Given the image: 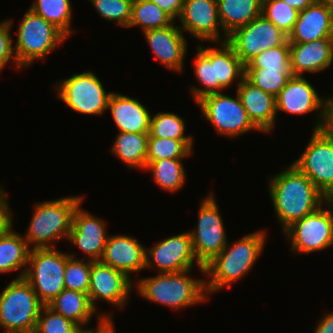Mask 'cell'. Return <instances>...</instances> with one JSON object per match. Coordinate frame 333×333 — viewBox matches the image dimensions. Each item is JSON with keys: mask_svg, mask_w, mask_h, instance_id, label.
<instances>
[{"mask_svg": "<svg viewBox=\"0 0 333 333\" xmlns=\"http://www.w3.org/2000/svg\"><path fill=\"white\" fill-rule=\"evenodd\" d=\"M218 46L206 48L204 44L196 45L197 54L194 59V74L200 86L189 89L196 103L204 96L221 93L236 82V88L245 74V65L235 54L234 49L227 43H216Z\"/></svg>", "mask_w": 333, "mask_h": 333, "instance_id": "cell-3", "label": "cell"}, {"mask_svg": "<svg viewBox=\"0 0 333 333\" xmlns=\"http://www.w3.org/2000/svg\"><path fill=\"white\" fill-rule=\"evenodd\" d=\"M284 234L295 255L333 247V200H327L316 211L293 222Z\"/></svg>", "mask_w": 333, "mask_h": 333, "instance_id": "cell-10", "label": "cell"}, {"mask_svg": "<svg viewBox=\"0 0 333 333\" xmlns=\"http://www.w3.org/2000/svg\"><path fill=\"white\" fill-rule=\"evenodd\" d=\"M149 133L118 132L111 153L130 169L145 170Z\"/></svg>", "mask_w": 333, "mask_h": 333, "instance_id": "cell-29", "label": "cell"}, {"mask_svg": "<svg viewBox=\"0 0 333 333\" xmlns=\"http://www.w3.org/2000/svg\"><path fill=\"white\" fill-rule=\"evenodd\" d=\"M317 121L314 130L326 128L324 96L320 97L315 87L304 76H292L276 96V111L293 115H305L315 111ZM320 111V112H319Z\"/></svg>", "mask_w": 333, "mask_h": 333, "instance_id": "cell-17", "label": "cell"}, {"mask_svg": "<svg viewBox=\"0 0 333 333\" xmlns=\"http://www.w3.org/2000/svg\"><path fill=\"white\" fill-rule=\"evenodd\" d=\"M100 261L132 280L133 272L146 270V246L131 235L109 234Z\"/></svg>", "mask_w": 333, "mask_h": 333, "instance_id": "cell-21", "label": "cell"}, {"mask_svg": "<svg viewBox=\"0 0 333 333\" xmlns=\"http://www.w3.org/2000/svg\"><path fill=\"white\" fill-rule=\"evenodd\" d=\"M64 272L65 289L88 294L92 261L76 258V252L68 253ZM84 261V262H83Z\"/></svg>", "mask_w": 333, "mask_h": 333, "instance_id": "cell-35", "label": "cell"}, {"mask_svg": "<svg viewBox=\"0 0 333 333\" xmlns=\"http://www.w3.org/2000/svg\"><path fill=\"white\" fill-rule=\"evenodd\" d=\"M196 104L201 109V118L212 124L221 136L235 138L247 132L260 131L250 120L237 92L235 97L223 92L210 94Z\"/></svg>", "mask_w": 333, "mask_h": 333, "instance_id": "cell-13", "label": "cell"}, {"mask_svg": "<svg viewBox=\"0 0 333 333\" xmlns=\"http://www.w3.org/2000/svg\"><path fill=\"white\" fill-rule=\"evenodd\" d=\"M29 9L52 23L68 38L75 33L70 27L73 16L71 0H34Z\"/></svg>", "mask_w": 333, "mask_h": 333, "instance_id": "cell-31", "label": "cell"}, {"mask_svg": "<svg viewBox=\"0 0 333 333\" xmlns=\"http://www.w3.org/2000/svg\"><path fill=\"white\" fill-rule=\"evenodd\" d=\"M236 92L250 120L260 132L270 134L274 131L277 119L276 97L253 85L245 77Z\"/></svg>", "mask_w": 333, "mask_h": 333, "instance_id": "cell-23", "label": "cell"}, {"mask_svg": "<svg viewBox=\"0 0 333 333\" xmlns=\"http://www.w3.org/2000/svg\"><path fill=\"white\" fill-rule=\"evenodd\" d=\"M286 2L292 8H295L298 11L304 10L306 7L310 6L315 2V0H281Z\"/></svg>", "mask_w": 333, "mask_h": 333, "instance_id": "cell-47", "label": "cell"}, {"mask_svg": "<svg viewBox=\"0 0 333 333\" xmlns=\"http://www.w3.org/2000/svg\"><path fill=\"white\" fill-rule=\"evenodd\" d=\"M107 333H116L115 325Z\"/></svg>", "mask_w": 333, "mask_h": 333, "instance_id": "cell-49", "label": "cell"}, {"mask_svg": "<svg viewBox=\"0 0 333 333\" xmlns=\"http://www.w3.org/2000/svg\"><path fill=\"white\" fill-rule=\"evenodd\" d=\"M134 281L123 272L101 261H92L88 296L92 307L97 311L96 303L101 300L117 308H122L129 300Z\"/></svg>", "mask_w": 333, "mask_h": 333, "instance_id": "cell-18", "label": "cell"}, {"mask_svg": "<svg viewBox=\"0 0 333 333\" xmlns=\"http://www.w3.org/2000/svg\"><path fill=\"white\" fill-rule=\"evenodd\" d=\"M293 76L325 71L333 65V38L305 43H289Z\"/></svg>", "mask_w": 333, "mask_h": 333, "instance_id": "cell-22", "label": "cell"}, {"mask_svg": "<svg viewBox=\"0 0 333 333\" xmlns=\"http://www.w3.org/2000/svg\"><path fill=\"white\" fill-rule=\"evenodd\" d=\"M184 159H163L160 161H146V171L152 172L155 184L170 193L178 192L186 183Z\"/></svg>", "mask_w": 333, "mask_h": 333, "instance_id": "cell-30", "label": "cell"}, {"mask_svg": "<svg viewBox=\"0 0 333 333\" xmlns=\"http://www.w3.org/2000/svg\"><path fill=\"white\" fill-rule=\"evenodd\" d=\"M191 271L192 269H188L177 273H157L153 277H141L135 282L134 287L137 294L147 301L176 311L182 310L209 301L206 279L192 278Z\"/></svg>", "mask_w": 333, "mask_h": 333, "instance_id": "cell-4", "label": "cell"}, {"mask_svg": "<svg viewBox=\"0 0 333 333\" xmlns=\"http://www.w3.org/2000/svg\"><path fill=\"white\" fill-rule=\"evenodd\" d=\"M83 200L82 195H67L34 204L28 229L24 233L28 246L31 249L56 248L57 241L68 239L74 212Z\"/></svg>", "mask_w": 333, "mask_h": 333, "instance_id": "cell-5", "label": "cell"}, {"mask_svg": "<svg viewBox=\"0 0 333 333\" xmlns=\"http://www.w3.org/2000/svg\"><path fill=\"white\" fill-rule=\"evenodd\" d=\"M293 75L281 70L245 69L244 77L264 92L277 96Z\"/></svg>", "mask_w": 333, "mask_h": 333, "instance_id": "cell-39", "label": "cell"}, {"mask_svg": "<svg viewBox=\"0 0 333 333\" xmlns=\"http://www.w3.org/2000/svg\"><path fill=\"white\" fill-rule=\"evenodd\" d=\"M159 8L166 12L174 21L179 19L184 0H152Z\"/></svg>", "mask_w": 333, "mask_h": 333, "instance_id": "cell-44", "label": "cell"}, {"mask_svg": "<svg viewBox=\"0 0 333 333\" xmlns=\"http://www.w3.org/2000/svg\"><path fill=\"white\" fill-rule=\"evenodd\" d=\"M315 325L313 333H333V311L323 314Z\"/></svg>", "mask_w": 333, "mask_h": 333, "instance_id": "cell-45", "label": "cell"}, {"mask_svg": "<svg viewBox=\"0 0 333 333\" xmlns=\"http://www.w3.org/2000/svg\"><path fill=\"white\" fill-rule=\"evenodd\" d=\"M174 20L152 0H133L132 17L128 28L140 27L143 32L164 28Z\"/></svg>", "mask_w": 333, "mask_h": 333, "instance_id": "cell-33", "label": "cell"}, {"mask_svg": "<svg viewBox=\"0 0 333 333\" xmlns=\"http://www.w3.org/2000/svg\"><path fill=\"white\" fill-rule=\"evenodd\" d=\"M194 139L148 137L147 161L187 159L193 154Z\"/></svg>", "mask_w": 333, "mask_h": 333, "instance_id": "cell-32", "label": "cell"}, {"mask_svg": "<svg viewBox=\"0 0 333 333\" xmlns=\"http://www.w3.org/2000/svg\"><path fill=\"white\" fill-rule=\"evenodd\" d=\"M0 185V235L13 223L14 217L4 187Z\"/></svg>", "mask_w": 333, "mask_h": 333, "instance_id": "cell-42", "label": "cell"}, {"mask_svg": "<svg viewBox=\"0 0 333 333\" xmlns=\"http://www.w3.org/2000/svg\"><path fill=\"white\" fill-rule=\"evenodd\" d=\"M262 14L289 35L296 23L299 11L281 0H262Z\"/></svg>", "mask_w": 333, "mask_h": 333, "instance_id": "cell-37", "label": "cell"}, {"mask_svg": "<svg viewBox=\"0 0 333 333\" xmlns=\"http://www.w3.org/2000/svg\"><path fill=\"white\" fill-rule=\"evenodd\" d=\"M13 223L0 235V274L19 271L14 279L23 278L31 248ZM24 267V268H23Z\"/></svg>", "mask_w": 333, "mask_h": 333, "instance_id": "cell-26", "label": "cell"}, {"mask_svg": "<svg viewBox=\"0 0 333 333\" xmlns=\"http://www.w3.org/2000/svg\"><path fill=\"white\" fill-rule=\"evenodd\" d=\"M178 20L180 29L199 41L213 44L227 42L228 35L223 31L218 17L217 0H184Z\"/></svg>", "mask_w": 333, "mask_h": 333, "instance_id": "cell-16", "label": "cell"}, {"mask_svg": "<svg viewBox=\"0 0 333 333\" xmlns=\"http://www.w3.org/2000/svg\"><path fill=\"white\" fill-rule=\"evenodd\" d=\"M107 110L119 132L149 133L151 113L137 98L112 91Z\"/></svg>", "mask_w": 333, "mask_h": 333, "instance_id": "cell-25", "label": "cell"}, {"mask_svg": "<svg viewBox=\"0 0 333 333\" xmlns=\"http://www.w3.org/2000/svg\"><path fill=\"white\" fill-rule=\"evenodd\" d=\"M43 306L24 277L13 279L0 294V333H34Z\"/></svg>", "mask_w": 333, "mask_h": 333, "instance_id": "cell-7", "label": "cell"}, {"mask_svg": "<svg viewBox=\"0 0 333 333\" xmlns=\"http://www.w3.org/2000/svg\"><path fill=\"white\" fill-rule=\"evenodd\" d=\"M196 266L205 275V267L197 260L189 230L169 236L146 248L145 269L156 267L158 273H177Z\"/></svg>", "mask_w": 333, "mask_h": 333, "instance_id": "cell-15", "label": "cell"}, {"mask_svg": "<svg viewBox=\"0 0 333 333\" xmlns=\"http://www.w3.org/2000/svg\"><path fill=\"white\" fill-rule=\"evenodd\" d=\"M175 21L167 27L143 32L145 40L164 68L173 72H183L188 41Z\"/></svg>", "mask_w": 333, "mask_h": 333, "instance_id": "cell-20", "label": "cell"}, {"mask_svg": "<svg viewBox=\"0 0 333 333\" xmlns=\"http://www.w3.org/2000/svg\"><path fill=\"white\" fill-rule=\"evenodd\" d=\"M267 183L282 232L327 201L313 182L292 163L283 168V171L269 177Z\"/></svg>", "mask_w": 333, "mask_h": 333, "instance_id": "cell-1", "label": "cell"}, {"mask_svg": "<svg viewBox=\"0 0 333 333\" xmlns=\"http://www.w3.org/2000/svg\"><path fill=\"white\" fill-rule=\"evenodd\" d=\"M315 2L325 5L333 9V0H315Z\"/></svg>", "mask_w": 333, "mask_h": 333, "instance_id": "cell-48", "label": "cell"}, {"mask_svg": "<svg viewBox=\"0 0 333 333\" xmlns=\"http://www.w3.org/2000/svg\"><path fill=\"white\" fill-rule=\"evenodd\" d=\"M322 38H333V9L314 2L299 11L289 43H305Z\"/></svg>", "mask_w": 333, "mask_h": 333, "instance_id": "cell-24", "label": "cell"}, {"mask_svg": "<svg viewBox=\"0 0 333 333\" xmlns=\"http://www.w3.org/2000/svg\"><path fill=\"white\" fill-rule=\"evenodd\" d=\"M218 17L229 35L262 14V0H217Z\"/></svg>", "mask_w": 333, "mask_h": 333, "instance_id": "cell-28", "label": "cell"}, {"mask_svg": "<svg viewBox=\"0 0 333 333\" xmlns=\"http://www.w3.org/2000/svg\"><path fill=\"white\" fill-rule=\"evenodd\" d=\"M14 21L12 19H5L0 22V71L10 63V61L15 64V68L21 70L18 66L14 49H13V39L11 36V31Z\"/></svg>", "mask_w": 333, "mask_h": 333, "instance_id": "cell-41", "label": "cell"}, {"mask_svg": "<svg viewBox=\"0 0 333 333\" xmlns=\"http://www.w3.org/2000/svg\"><path fill=\"white\" fill-rule=\"evenodd\" d=\"M101 18L127 27L132 17L133 0H89Z\"/></svg>", "mask_w": 333, "mask_h": 333, "instance_id": "cell-38", "label": "cell"}, {"mask_svg": "<svg viewBox=\"0 0 333 333\" xmlns=\"http://www.w3.org/2000/svg\"><path fill=\"white\" fill-rule=\"evenodd\" d=\"M56 97L72 111L86 115H103L107 111L109 97L102 81L93 71L73 73L55 82Z\"/></svg>", "mask_w": 333, "mask_h": 333, "instance_id": "cell-9", "label": "cell"}, {"mask_svg": "<svg viewBox=\"0 0 333 333\" xmlns=\"http://www.w3.org/2000/svg\"><path fill=\"white\" fill-rule=\"evenodd\" d=\"M69 257L68 252L55 248L30 250L24 278L44 305L65 289L64 272Z\"/></svg>", "mask_w": 333, "mask_h": 333, "instance_id": "cell-8", "label": "cell"}, {"mask_svg": "<svg viewBox=\"0 0 333 333\" xmlns=\"http://www.w3.org/2000/svg\"><path fill=\"white\" fill-rule=\"evenodd\" d=\"M186 122L183 117L173 112H157L151 114L149 137L194 139L191 135H184Z\"/></svg>", "mask_w": 333, "mask_h": 333, "instance_id": "cell-34", "label": "cell"}, {"mask_svg": "<svg viewBox=\"0 0 333 333\" xmlns=\"http://www.w3.org/2000/svg\"><path fill=\"white\" fill-rule=\"evenodd\" d=\"M265 229L245 234L230 243L205 266L206 292L208 297L242 280L262 255L267 242ZM209 280V281H208Z\"/></svg>", "mask_w": 333, "mask_h": 333, "instance_id": "cell-2", "label": "cell"}, {"mask_svg": "<svg viewBox=\"0 0 333 333\" xmlns=\"http://www.w3.org/2000/svg\"><path fill=\"white\" fill-rule=\"evenodd\" d=\"M245 69L281 70L285 75H293L290 46H277L263 50L245 65Z\"/></svg>", "mask_w": 333, "mask_h": 333, "instance_id": "cell-36", "label": "cell"}, {"mask_svg": "<svg viewBox=\"0 0 333 333\" xmlns=\"http://www.w3.org/2000/svg\"><path fill=\"white\" fill-rule=\"evenodd\" d=\"M213 192L201 200L197 229L189 230L194 254L205 267L227 245V231Z\"/></svg>", "mask_w": 333, "mask_h": 333, "instance_id": "cell-12", "label": "cell"}, {"mask_svg": "<svg viewBox=\"0 0 333 333\" xmlns=\"http://www.w3.org/2000/svg\"><path fill=\"white\" fill-rule=\"evenodd\" d=\"M227 43L246 65L263 50L277 46H289L288 35L263 14L228 35Z\"/></svg>", "mask_w": 333, "mask_h": 333, "instance_id": "cell-14", "label": "cell"}, {"mask_svg": "<svg viewBox=\"0 0 333 333\" xmlns=\"http://www.w3.org/2000/svg\"><path fill=\"white\" fill-rule=\"evenodd\" d=\"M16 34L13 49L21 69L30 67L36 60L46 59L68 38L56 26L31 9L25 12Z\"/></svg>", "mask_w": 333, "mask_h": 333, "instance_id": "cell-6", "label": "cell"}, {"mask_svg": "<svg viewBox=\"0 0 333 333\" xmlns=\"http://www.w3.org/2000/svg\"><path fill=\"white\" fill-rule=\"evenodd\" d=\"M82 328L44 305L37 319L34 333H79Z\"/></svg>", "mask_w": 333, "mask_h": 333, "instance_id": "cell-40", "label": "cell"}, {"mask_svg": "<svg viewBox=\"0 0 333 333\" xmlns=\"http://www.w3.org/2000/svg\"><path fill=\"white\" fill-rule=\"evenodd\" d=\"M324 118L326 127H333V94L331 97H324Z\"/></svg>", "mask_w": 333, "mask_h": 333, "instance_id": "cell-46", "label": "cell"}, {"mask_svg": "<svg viewBox=\"0 0 333 333\" xmlns=\"http://www.w3.org/2000/svg\"><path fill=\"white\" fill-rule=\"evenodd\" d=\"M106 226L103 218L82 209L80 204L74 212L73 224L67 240L85 254V259L100 261L109 235Z\"/></svg>", "mask_w": 333, "mask_h": 333, "instance_id": "cell-19", "label": "cell"}, {"mask_svg": "<svg viewBox=\"0 0 333 333\" xmlns=\"http://www.w3.org/2000/svg\"><path fill=\"white\" fill-rule=\"evenodd\" d=\"M304 152L292 162L327 198L333 200V127L312 129Z\"/></svg>", "mask_w": 333, "mask_h": 333, "instance_id": "cell-11", "label": "cell"}, {"mask_svg": "<svg viewBox=\"0 0 333 333\" xmlns=\"http://www.w3.org/2000/svg\"><path fill=\"white\" fill-rule=\"evenodd\" d=\"M112 313H99L96 314V320L98 321V326L96 328H88L86 327L85 329H82L79 333H107L113 326H114V321L112 317Z\"/></svg>", "mask_w": 333, "mask_h": 333, "instance_id": "cell-43", "label": "cell"}, {"mask_svg": "<svg viewBox=\"0 0 333 333\" xmlns=\"http://www.w3.org/2000/svg\"><path fill=\"white\" fill-rule=\"evenodd\" d=\"M47 306L63 317L73 320L82 329H85L97 312L92 307L88 294L68 289L61 291Z\"/></svg>", "mask_w": 333, "mask_h": 333, "instance_id": "cell-27", "label": "cell"}]
</instances>
